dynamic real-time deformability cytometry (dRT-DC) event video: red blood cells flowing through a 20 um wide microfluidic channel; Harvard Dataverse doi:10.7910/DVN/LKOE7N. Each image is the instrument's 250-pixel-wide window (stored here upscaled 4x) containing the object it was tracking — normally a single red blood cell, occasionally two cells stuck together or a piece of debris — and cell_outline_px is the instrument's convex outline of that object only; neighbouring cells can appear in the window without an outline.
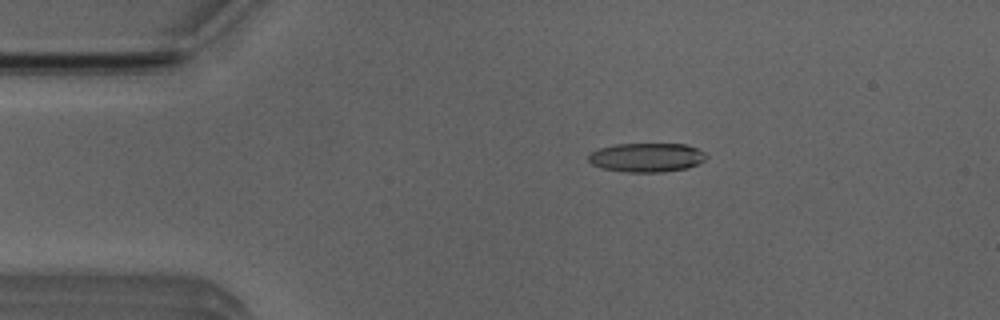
{"species": "Egyptian fruit bat (a non-hibernating species)", "species_latin": "Rousettus aegyptiacus", "temperature_condition": "room temperature", "stored_images_in_passage": 23, "camera_frame_rate_fps": 3000, "um_per_image_px": 0.085, "animal": {"sex": "male"}, "frame": {"image": 1, "passage_image": 1, "time_ms": 0.0, "image_size_px": [1000, 320], "cell_outline_px": [[708, 156], [704, 160], [688, 168], [664, 172], [628, 172], [600, 168], [592, 164], [588, 160], [588, 156], [592, 152], [600, 148], [616, 144], [684, 144], [696, 148], [704, 152]], "centroid_in_image_um": [54.96, 13.39], "position_along_channel_um": 30.0, "area_um2": 19.88}}
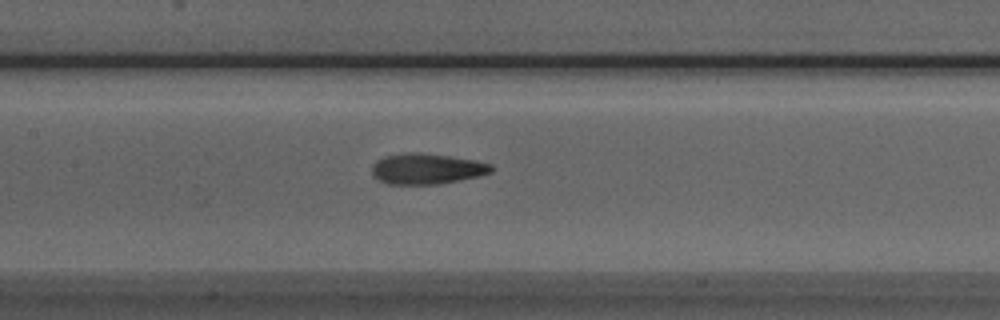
{"frame": {"image": 2, "passage_image": 15, "time_ms": 4.667, "image_size_px": [1000, 320], "cell_outline_px": [[492, 172], [480, 176], [440, 184], [388, 184], [372, 176], [372, 164], [376, 160], [384, 156], [404, 152], [420, 152], [476, 160], [492, 164]], "centroid_in_image_um": [36.26, 14.34], "position_along_channel_um": 171.1, "area_um2": 21.56}}
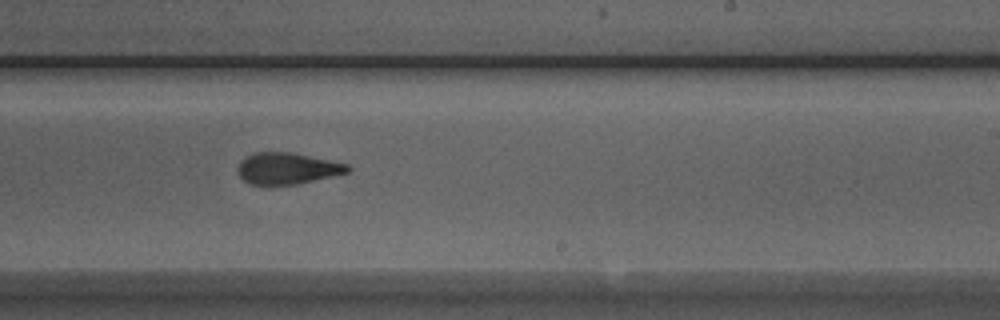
{"frame": {"image": 3, "passage_image": 22, "time_ms": 7.0, "image_size_px": [1000, 320], "cell_outline_px": [[352, 168], [348, 172], [332, 176], [296, 184], [248, 184], [240, 176], [236, 168], [240, 160], [244, 156], [252, 152], [292, 152], [348, 164]], "centroid_in_image_um": [24.37, 14.29], "position_along_channel_um": 264.6, "area_um2": 20.17}}